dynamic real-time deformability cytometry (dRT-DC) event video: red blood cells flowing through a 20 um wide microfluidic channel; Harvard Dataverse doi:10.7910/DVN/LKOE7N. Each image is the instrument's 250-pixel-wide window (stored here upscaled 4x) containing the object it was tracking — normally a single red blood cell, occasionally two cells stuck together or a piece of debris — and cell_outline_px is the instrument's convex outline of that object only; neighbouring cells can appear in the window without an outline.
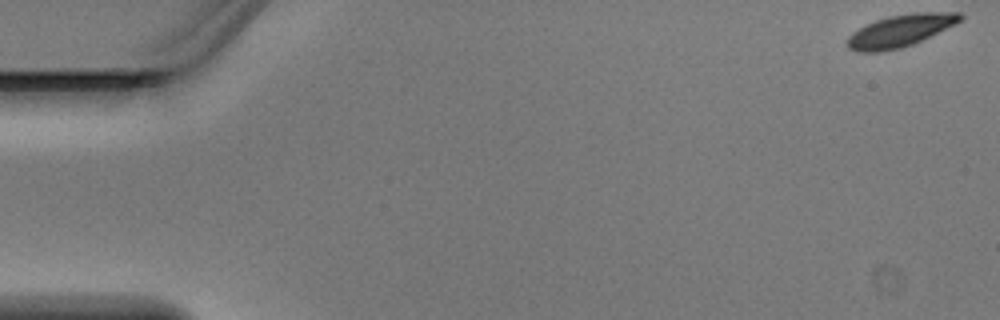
{"species": "Egyptian fruit bat (a non-hibernating species)", "species_latin": "Rousettus aegyptiacus", "temperature_condition": "warm", "stored_images_in_passage": 3, "segment_of_instrument_passage": [2, 2], "camera_frame_rate_fps": 3000, "um_per_image_px": 0.085, "animal": {"sex": "male"}, "frame": {"image": 1, "passage_image": 3, "time_ms": 0.667, "image_size_px": [1000, 320], "cell_outline_px": [[964, 16], [956, 24], [912, 44], [900, 48], [880, 52], [856, 52], [848, 48], [844, 40], [852, 32], [876, 20], [888, 16], [912, 12], [960, 12]], "centroid_in_image_um": [76.49, 2.61], "position_along_channel_um": 8.5, "area_um2": 21.21}}